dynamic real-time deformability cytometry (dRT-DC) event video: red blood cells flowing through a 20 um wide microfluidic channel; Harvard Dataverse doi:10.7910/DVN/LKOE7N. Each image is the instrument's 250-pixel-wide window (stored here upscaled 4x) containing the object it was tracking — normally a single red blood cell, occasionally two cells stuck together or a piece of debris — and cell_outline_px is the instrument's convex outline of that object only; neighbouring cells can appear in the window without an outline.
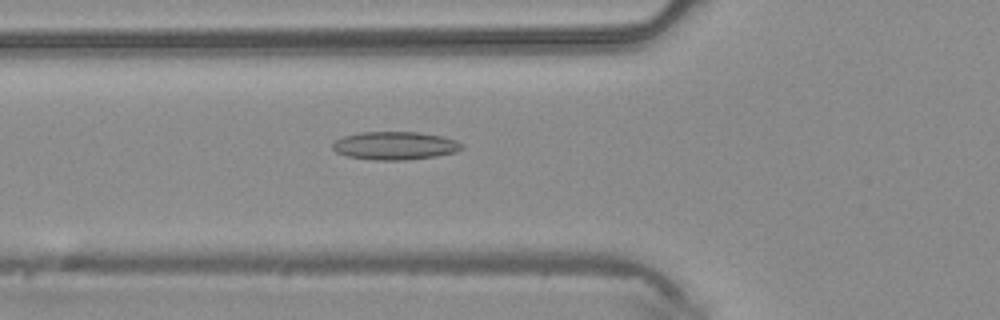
{"species": "common noctule bat (a hibernating species)", "species_latin": "Nyctalus noctula", "temperature_condition": "warm", "stored_images_in_passage": 46, "camera_frame_rate_fps": 3000, "um_per_image_px": 0.085, "animal": {"sex": "male", "body_mass_g": 20.4}, "frame": {"image": 1, "passage_image": 17, "time_ms": 5.333, "image_size_px": [1000, 320], "cell_outline_px": [[464, 148], [456, 152], [436, 156], [408, 160], [372, 160], [348, 156], [336, 152], [332, 148], [332, 144], [336, 140], [344, 136], [360, 132], [416, 132], [444, 136], [456, 140], [464, 144]], "centroid_in_image_um": [33.61, 12.38], "position_along_channel_um": 92.2, "area_um2": 21.33}}
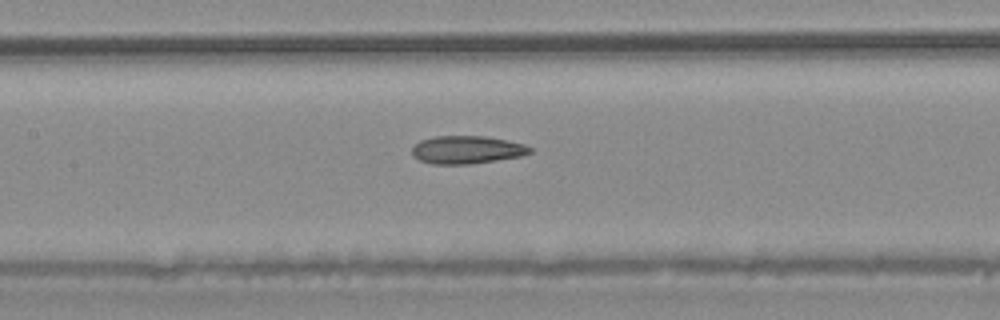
{"frame": {"image": 2, "passage_image": 22, "time_ms": 7.0, "image_size_px": [1000, 320], "cell_outline_px": [[532, 152], [520, 156], [496, 160], [468, 164], [432, 164], [420, 160], [412, 156], [412, 148], [420, 140], [436, 136], [484, 136], [524, 144], [532, 148]], "centroid_in_image_um": [39.65, 12.73], "position_along_channel_um": 167.7, "area_um2": 19.02}}
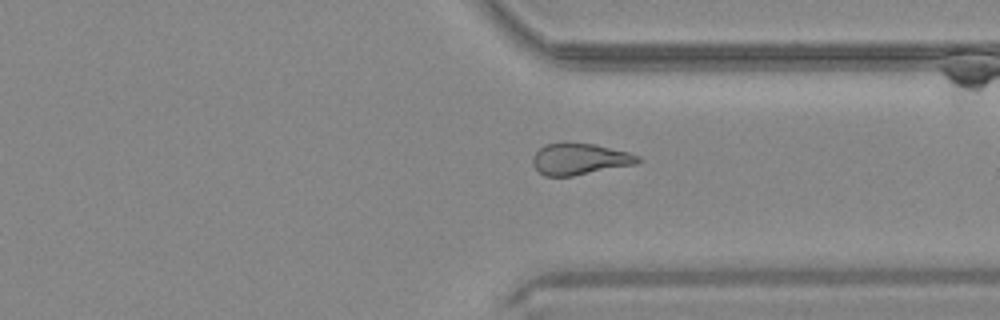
{"frame": {"image": 3, "passage_image": 35, "time_ms": 11.333, "image_size_px": [1000, 320], "cell_outline_px": [[640, 160], [636, 164], [572, 176], [544, 176], [532, 164], [532, 156], [544, 144], [564, 140], [596, 144], [628, 152], [640, 156]], "centroid_in_image_um": [49.24, 13.48], "position_along_channel_um": 362.2, "area_um2": 19.71}}